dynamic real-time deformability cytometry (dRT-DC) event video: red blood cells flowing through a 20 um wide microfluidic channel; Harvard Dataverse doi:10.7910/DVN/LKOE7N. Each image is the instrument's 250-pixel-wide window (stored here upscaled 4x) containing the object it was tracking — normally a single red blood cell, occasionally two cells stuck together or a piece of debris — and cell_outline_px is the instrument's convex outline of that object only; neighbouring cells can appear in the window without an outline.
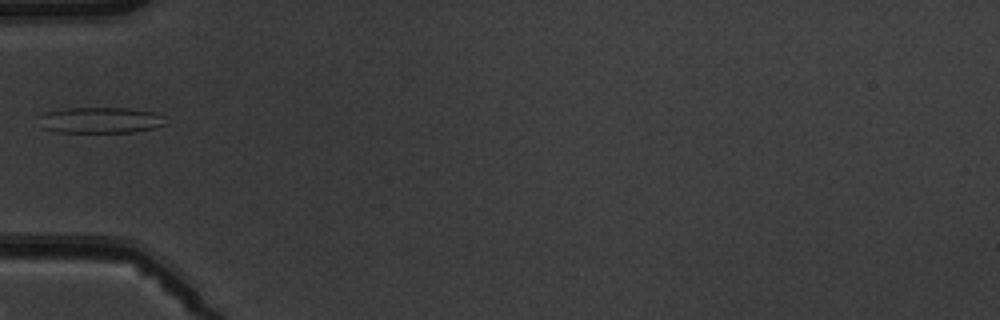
{"species": "common noctule bat (a hibernating species)", "species_latin": "Nyctalus noctula", "temperature_condition": "warm", "stored_images_in_passage": 5, "camera_frame_rate_fps": 3000, "um_per_image_px": 0.085, "animal": {"sex": "male", "body_mass_g": 19.5, "forearm_length_mm": 54.6}, "frame": {"image": 1, "passage_image": 5, "time_ms": 5.667, "image_size_px": [1000, 320], "cell_outline_px": [[168, 124], [152, 128], [132, 132], [56, 132], [44, 128], [40, 116], [44, 112], [64, 108], [128, 108], [156, 112], [164, 116]], "centroid_in_image_um": [8.59, 10.2], "position_along_channel_um": 76.4, "area_um2": 19.19}}